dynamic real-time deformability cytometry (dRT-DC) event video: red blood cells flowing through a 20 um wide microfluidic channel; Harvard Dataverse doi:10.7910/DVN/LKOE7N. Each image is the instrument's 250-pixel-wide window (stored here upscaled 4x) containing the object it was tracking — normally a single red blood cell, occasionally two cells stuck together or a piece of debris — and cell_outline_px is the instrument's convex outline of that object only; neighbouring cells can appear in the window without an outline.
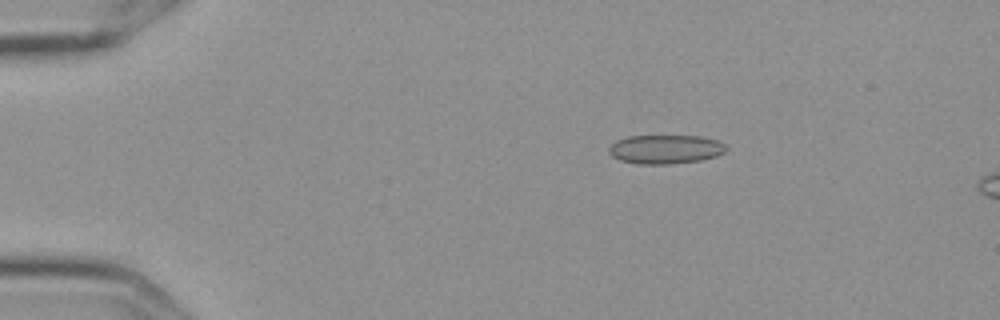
{"species": "Egyptian fruit bat (a non-hibernating species)", "species_latin": "Rousettus aegyptiacus", "temperature_condition": "cold", "stored_images_in_passage": 6, "camera_frame_rate_fps": 3000, "um_per_image_px": 0.085, "frame": {"image": 1, "passage_image": 3, "time_ms": 0.667, "image_size_px": [1000, 320], "cell_outline_px": [[728, 148], [724, 152], [716, 156], [700, 160], [668, 164], [636, 164], [620, 160], [612, 156], [608, 152], [608, 148], [616, 140], [628, 136], [700, 136], [720, 140]], "centroid_in_image_um": [56.56, 12.68], "position_along_channel_um": 28.4, "area_um2": 19.88}}